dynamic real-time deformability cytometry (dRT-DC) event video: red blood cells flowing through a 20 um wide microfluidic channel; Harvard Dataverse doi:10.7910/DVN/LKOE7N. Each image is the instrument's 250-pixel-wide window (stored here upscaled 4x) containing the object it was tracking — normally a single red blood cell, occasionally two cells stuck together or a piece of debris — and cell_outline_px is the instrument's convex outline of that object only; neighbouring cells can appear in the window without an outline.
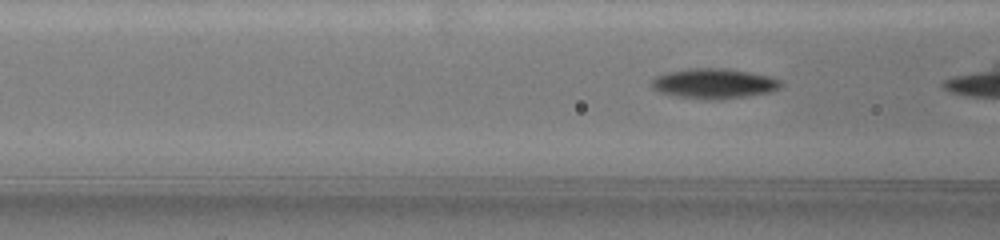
{"species": "common noctule bat (a hibernating species)", "species_latin": "Nyctalus noctula", "temperature_condition": "warm", "stored_images_in_passage": 61, "camera_frame_rate_fps": 3000, "um_per_image_px": 0.085, "animal": {"sex": "female", "body_mass_g": 19.5, "forearm_length_mm": 54.1}, "frame": {"image": 1, "passage_image": 10, "time_ms": 1.333, "image_size_px": [1000, 240], "cell_outline_px": [[784, 84], [780, 88], [772, 92], [748, 96], [720, 100], [704, 100], [676, 96], [660, 92], [652, 88], [652, 80], [656, 76], [668, 72], [692, 68], [720, 68], [748, 72], [768, 76], [780, 80]], "centroid_in_image_um": [60.71, 7.12], "position_along_channel_um": 105.9, "area_um2": 22.72}}
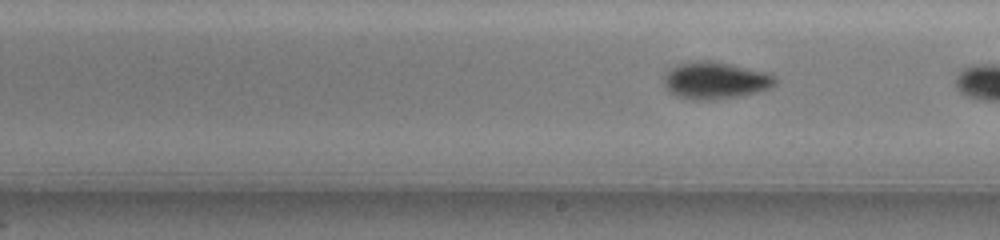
{"frame": {"image": 2, "passage_image": 35, "time_ms": 4.667, "image_size_px": [1000, 240], "cell_outline_px": [[776, 84], [768, 88], [756, 92], [736, 96], [712, 100], [688, 100], [676, 96], [664, 84], [664, 76], [676, 64], [700, 60], [708, 60], [728, 64], [760, 72], [772, 76], [776, 80]], "centroid_in_image_um": [60.72, 6.85], "position_along_channel_um": 228.3, "area_um2": 23.35}}
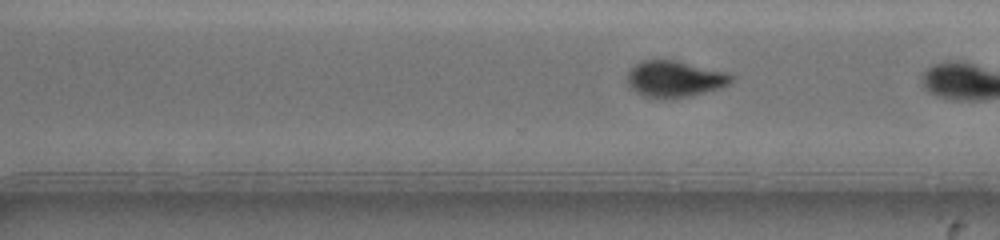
{"frame": {"image": 3, "passage_image": 53, "time_ms": 7.0, "image_size_px": [1000, 240], "cell_outline_px": [[732, 80], [728, 84], [720, 88], [692, 96], [672, 100], [668, 100], [644, 96], [636, 92], [628, 84], [628, 76], [632, 68], [648, 60], [672, 60], [724, 72], [732, 76]], "centroid_in_image_um": [57.35, 6.76], "position_along_channel_um": 313.2, "area_um2": 21.56}}